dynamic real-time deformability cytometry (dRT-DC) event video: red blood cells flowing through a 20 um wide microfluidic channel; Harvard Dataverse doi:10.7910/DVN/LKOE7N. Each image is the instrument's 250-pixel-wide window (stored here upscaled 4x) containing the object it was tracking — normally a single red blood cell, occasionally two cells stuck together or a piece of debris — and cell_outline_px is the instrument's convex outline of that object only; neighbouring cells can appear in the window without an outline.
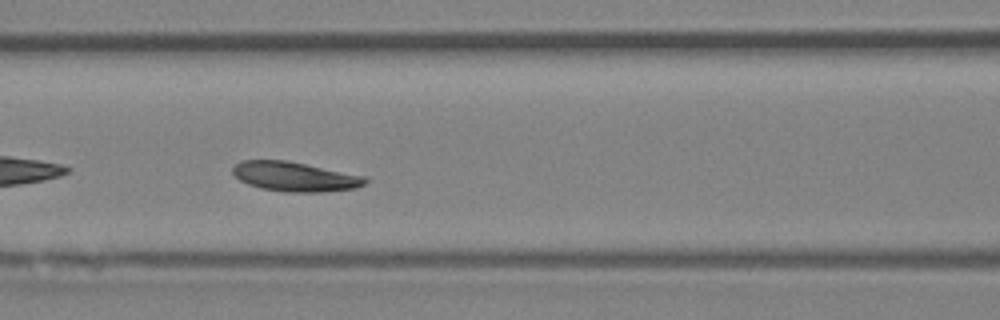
{"species": "Egyptian fruit bat (a non-hibernating species)", "species_latin": "Rousettus aegyptiacus", "temperature_condition": "room temperature", "stored_images_in_passage": 40, "camera_frame_rate_fps": 3000, "um_per_image_px": 0.085, "animal": {"sex": "female"}, "frame": {"image": 1, "passage_image": 12, "time_ms": 3.667, "image_size_px": [1000, 320], "cell_outline_px": [[368, 180], [364, 184], [356, 188], [324, 192], [284, 192], [260, 188], [248, 184], [240, 180], [232, 172], [232, 168], [240, 160], [288, 160], [368, 176]], "centroid_in_image_um": [25.1, 15.01], "position_along_channel_um": 141.5, "area_um2": 23.12}, "authors_computed_cell_mechanics": {"area_um2": 22.8888, "velocity_mm_per_s": 4.0758, "shape_relaxation_time_tau1_ms": 2.9262, "shape_relaxation_time_tau2_ms": null, "deformation_change_tau1": 0.0937, "deformation_change_tau2": null}}